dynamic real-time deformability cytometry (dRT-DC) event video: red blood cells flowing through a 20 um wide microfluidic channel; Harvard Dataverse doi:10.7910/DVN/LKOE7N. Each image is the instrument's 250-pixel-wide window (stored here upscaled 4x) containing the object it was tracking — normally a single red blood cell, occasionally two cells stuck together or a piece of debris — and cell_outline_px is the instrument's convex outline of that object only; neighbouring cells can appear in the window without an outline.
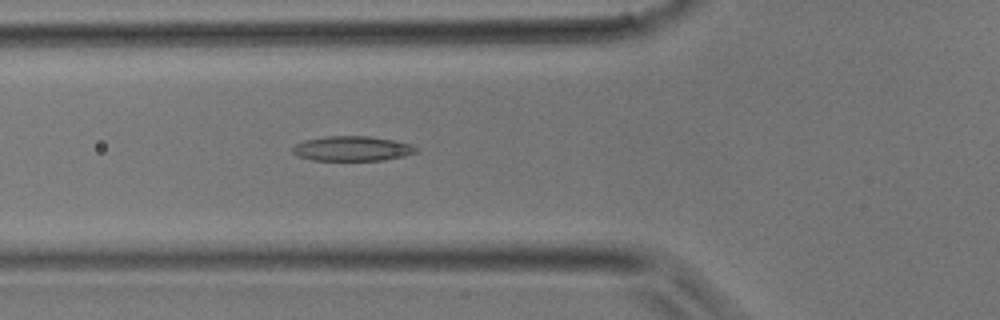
{"species": "common noctule bat (a hibernating species)", "species_latin": "Nyctalus noctula", "temperature_condition": "room temperature", "stored_images_in_passage": 25, "camera_frame_rate_fps": 3000, "um_per_image_px": 0.085, "animal": {"sex": "male", "body_mass_g": 17.9}, "frame": {"image": 1, "passage_image": 3, "time_ms": 0.667, "image_size_px": [1000, 320], "cell_outline_px": [[416, 152], [404, 156], [384, 160], [312, 160], [296, 156], [292, 152], [292, 148], [296, 144], [304, 140], [328, 136], [368, 136], [392, 140], [412, 144], [416, 148]], "centroid_in_image_um": [29.9, 12.63], "position_along_channel_um": 95.9, "area_um2": 17.8}}
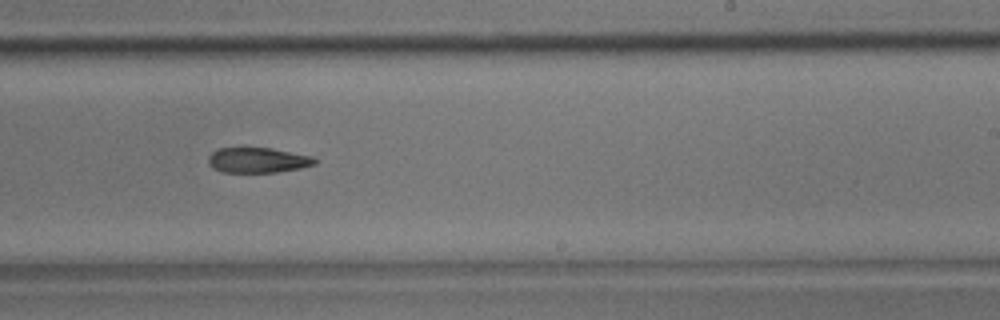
{"frame": {"image": 2, "passage_image": 12, "time_ms": 3.667, "image_size_px": [1000, 320], "cell_outline_px": [[316, 164], [300, 168], [276, 172], [224, 172], [212, 168], [208, 164], [208, 156], [212, 152], [220, 148], [272, 148], [312, 156], [316, 160]], "centroid_in_image_um": [21.9, 13.61], "position_along_channel_um": 267.1, "area_um2": 15.61}}
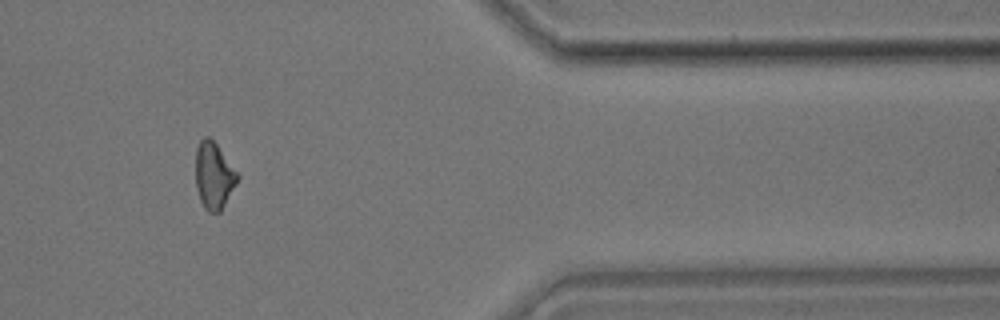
{"frame": {"image": 3, "passage_image": 20, "time_ms": 6.333, "image_size_px": [1000, 320], "cell_outline_px": [[240, 176], [236, 184], [220, 212], [208, 212], [204, 208], [200, 200], [196, 188], [196, 148], [200, 140], [204, 136], [208, 136], [216, 144]], "centroid_in_image_um": [18.16, 14.93], "position_along_channel_um": 393.2, "area_um2": 16.13}}